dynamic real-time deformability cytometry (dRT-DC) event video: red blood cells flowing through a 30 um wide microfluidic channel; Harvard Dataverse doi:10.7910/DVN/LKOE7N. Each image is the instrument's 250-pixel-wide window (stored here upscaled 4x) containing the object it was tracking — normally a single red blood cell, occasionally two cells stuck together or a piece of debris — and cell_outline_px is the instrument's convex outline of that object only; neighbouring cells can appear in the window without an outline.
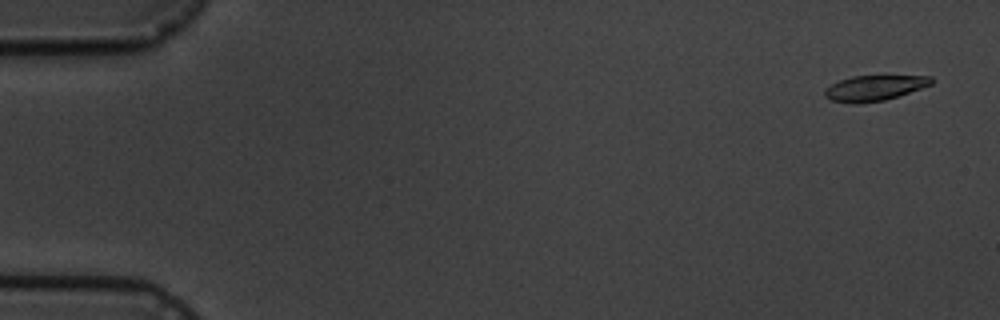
{"species": "common noctule bat (a hibernating species)", "species_latin": "Nyctalus noctula", "temperature_condition": "cold", "stored_images_in_passage": 11, "camera_frame_rate_fps": 3000, "um_per_image_px": 0.085, "animal": {"sex": "male", "body_mass_g": 19.5, "forearm_length_mm": 54.6}, "frame": {"image": 1, "passage_image": 1, "time_ms": 0.0, "image_size_px": [1000, 320], "cell_outline_px": [[932, 84], [900, 96], [884, 100], [856, 104], [852, 104], [832, 100], [824, 96], [824, 88], [840, 80], [852, 76], [932, 76]], "centroid_in_image_um": [74.3, 7.49], "position_along_channel_um": 10.7, "area_um2": 15.78}}
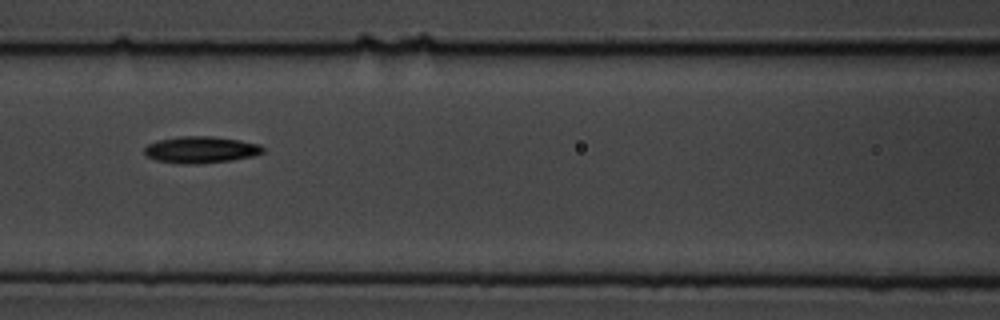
{"frame": {"image": 2, "passage_image": 7, "time_ms": 7.667, "image_size_px": [1000, 320], "cell_outline_px": [[264, 152], [252, 156], [232, 160], [196, 164], [180, 164], [156, 160], [148, 156], [144, 152], [144, 148], [148, 144], [156, 140], [180, 136], [212, 136], [240, 140], [260, 144], [264, 148]], "centroid_in_image_um": [17.06, 12.72], "position_along_channel_um": 149.5, "area_um2": 18.5}}
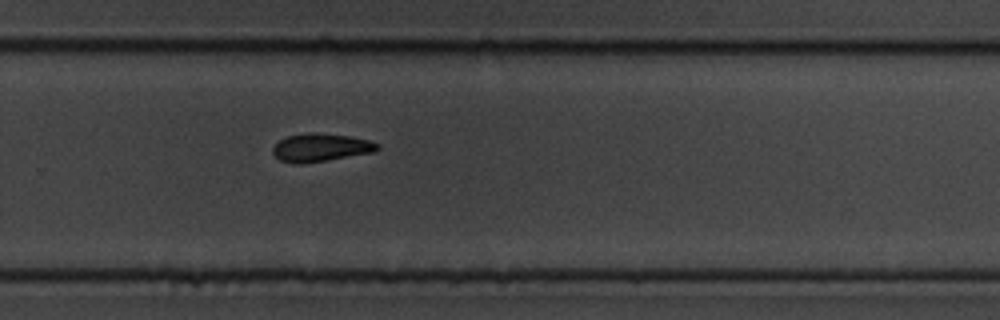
{"frame": {"image": 3, "passage_image": 11, "time_ms": 12.0, "image_size_px": [1000, 320], "cell_outline_px": [[380, 148], [376, 152], [300, 164], [296, 164], [280, 160], [272, 152], [272, 148], [280, 140], [288, 136], [308, 132], [312, 132], [352, 136], [368, 140], [380, 144]], "centroid_in_image_um": [27.29, 12.53], "position_along_channel_um": 302.5, "area_um2": 17.11}}